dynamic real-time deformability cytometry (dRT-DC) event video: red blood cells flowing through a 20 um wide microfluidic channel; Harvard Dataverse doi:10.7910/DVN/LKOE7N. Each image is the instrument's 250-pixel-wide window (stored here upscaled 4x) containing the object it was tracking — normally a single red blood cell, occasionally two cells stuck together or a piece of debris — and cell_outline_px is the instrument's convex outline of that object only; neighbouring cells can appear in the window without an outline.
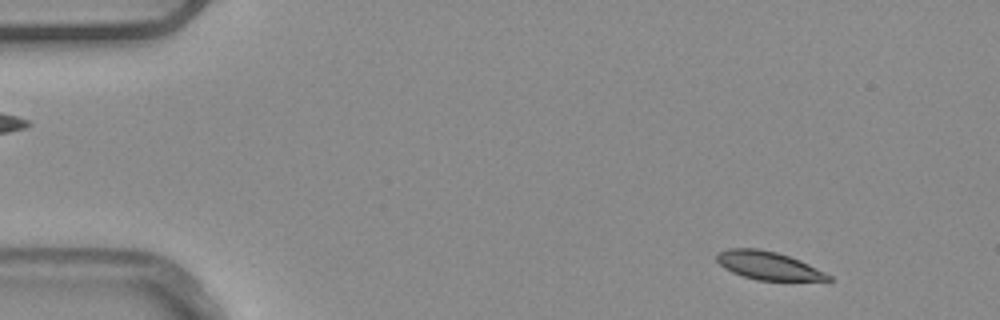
{"species": "common noctule bat (a hibernating species)", "species_latin": "Nyctalus noctula", "temperature_condition": "warm", "stored_images_in_passage": 51, "camera_frame_rate_fps": 3000, "um_per_image_px": 0.085, "animal": {"sex": "male", "body_mass_g": 20.4}, "frame": {"image": 1, "passage_image": 4, "time_ms": 1.0, "image_size_px": [1000, 320], "cell_outline_px": [[832, 280], [756, 280], [732, 272], [724, 268], [716, 260], [716, 256], [720, 252], [728, 248], [756, 248], [776, 252], [800, 260], [832, 276]], "centroid_in_image_um": [65.28, 22.57], "position_along_channel_um": 19.7, "area_um2": 18.03}}
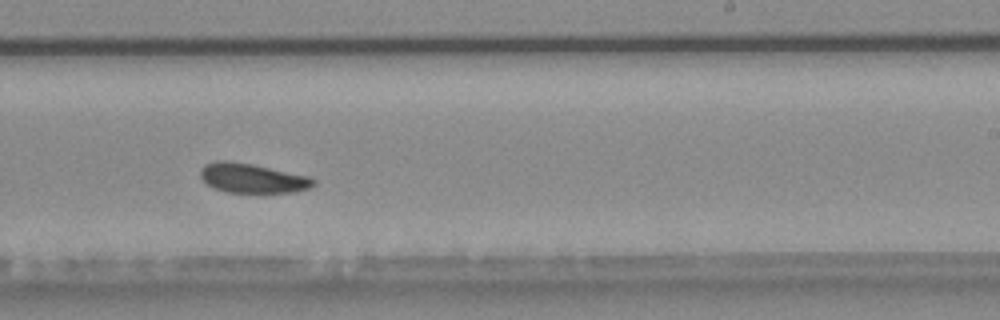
{"frame": {"image": 2, "passage_image": 31, "time_ms": 10.0, "image_size_px": [1000, 320], "cell_outline_px": [[316, 184], [308, 188], [296, 192], [224, 192], [212, 188], [200, 176], [200, 168], [204, 164], [216, 160], [228, 160], [252, 164], [308, 176], [316, 180]], "centroid_in_image_um": [21.41, 15.14], "position_along_channel_um": 267.6, "area_um2": 19.48}}
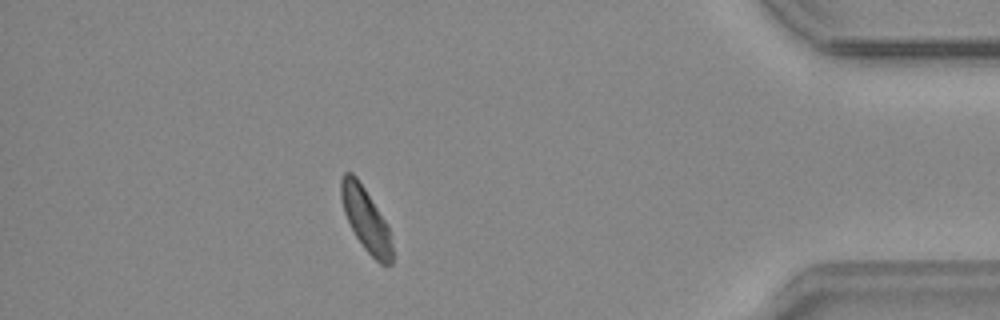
{"frame": {"image": 3, "passage_image": 45, "time_ms": 14.667, "image_size_px": [1000, 320], "cell_outline_px": [[392, 264], [380, 264], [364, 248], [356, 236], [344, 212], [340, 200], [340, 180], [344, 172], [352, 172], [356, 176], [388, 224], [392, 244]], "centroid_in_image_um": [31.09, 18.62], "position_along_channel_um": 404.1, "area_um2": 18.79}, "authors_computed_cell_mechanics": {"area_um2": 19.4786, "velocity_mm_per_s": 3.843, "shape_relaxation_time_tau1_ms": 2.8539, "shape_relaxation_time_tau2_ms": 7.0192, "deformation_change_tau1": 0.1121, "deformation_change_tau2": 0.1106}}